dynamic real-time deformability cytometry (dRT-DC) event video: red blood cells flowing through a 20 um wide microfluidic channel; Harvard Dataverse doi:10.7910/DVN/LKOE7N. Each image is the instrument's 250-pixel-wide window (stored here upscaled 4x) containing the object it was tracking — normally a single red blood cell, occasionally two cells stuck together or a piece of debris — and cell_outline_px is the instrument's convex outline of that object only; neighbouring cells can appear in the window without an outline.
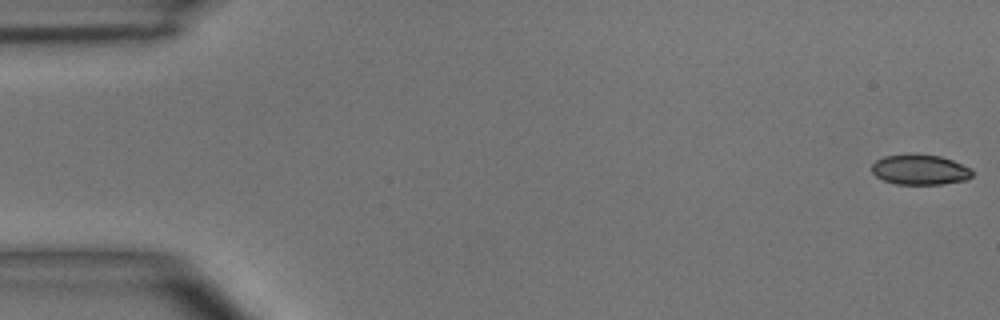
{"species": "common noctule bat (a hibernating species)", "species_latin": "Nyctalus noctula", "temperature_condition": "room temperature", "stored_images_in_passage": 5, "camera_frame_rate_fps": 3000, "um_per_image_px": 0.085, "animal": {"sex": "male", "body_mass_g": 15.6}, "frame": {"image": 1, "passage_image": 1, "time_ms": 0.0, "image_size_px": [1000, 320], "cell_outline_px": [[972, 176], [968, 180], [940, 184], [896, 184], [884, 180], [876, 176], [872, 172], [872, 164], [876, 160], [884, 156], [940, 156], [952, 160], [972, 168]], "centroid_in_image_um": [78.23, 14.46], "position_along_channel_um": 6.8, "area_um2": 17.22}}
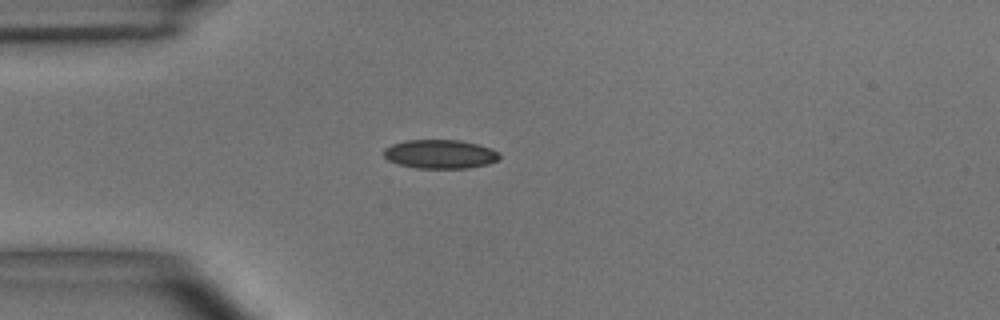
{"frame": {"image": 2, "passage_image": 4, "time_ms": 4.333, "image_size_px": [1000, 320], "cell_outline_px": [[500, 160], [488, 164], [468, 168], [416, 168], [396, 164], [388, 160], [384, 156], [384, 148], [392, 144], [404, 140], [460, 140], [476, 144], [500, 152]], "centroid_in_image_um": [37.4, 13.1], "position_along_channel_um": 47.6, "area_um2": 19.59}}